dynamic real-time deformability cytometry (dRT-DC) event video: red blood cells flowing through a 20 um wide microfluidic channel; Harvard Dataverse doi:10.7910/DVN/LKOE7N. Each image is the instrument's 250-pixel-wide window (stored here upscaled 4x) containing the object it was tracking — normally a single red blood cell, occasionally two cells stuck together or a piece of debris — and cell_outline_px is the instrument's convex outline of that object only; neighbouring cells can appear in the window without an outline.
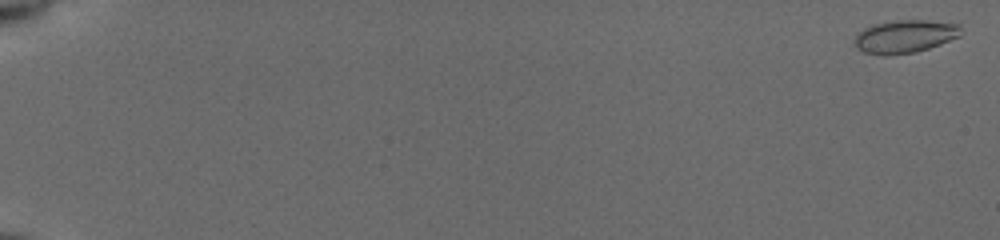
{"species": "common noctule bat (a hibernating species)", "species_latin": "Nyctalus noctula", "temperature_condition": "cold", "stored_images_in_passage": 15, "camera_frame_rate_fps": 3000, "um_per_image_px": 0.085, "animal": {"sex": "female", "body_mass_g": 19.5, "forearm_length_mm": 54.1}, "frame": {"image": 1, "passage_image": 2, "time_ms": 0.333, "image_size_px": [1000, 240], "cell_outline_px": [[960, 36], [940, 44], [916, 52], [888, 56], [880, 56], [864, 52], [856, 48], [852, 40], [864, 28], [872, 24], [896, 20], [928, 20], [960, 24]], "centroid_in_image_um": [76.87, 3.11], "position_along_channel_um": 8.1, "area_um2": 20.69}}